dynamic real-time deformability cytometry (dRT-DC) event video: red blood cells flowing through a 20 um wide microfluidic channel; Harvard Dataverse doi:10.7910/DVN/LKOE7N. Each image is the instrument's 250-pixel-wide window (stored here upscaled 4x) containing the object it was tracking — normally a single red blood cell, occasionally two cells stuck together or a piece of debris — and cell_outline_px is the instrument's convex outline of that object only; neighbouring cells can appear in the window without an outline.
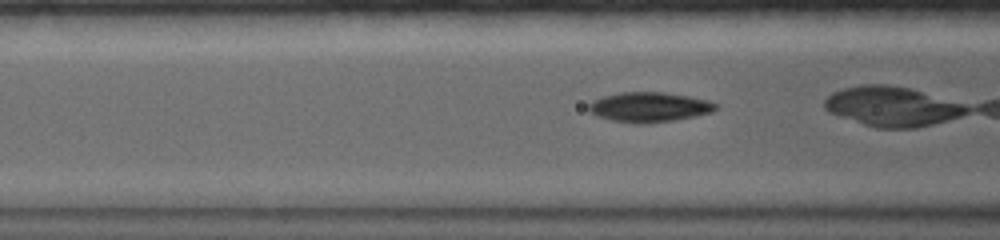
{"species": "common noctule bat (a hibernating species)", "species_latin": "Nyctalus noctula", "temperature_condition": "warm", "stored_images_in_passage": 21, "camera_frame_rate_fps": 5000, "um_per_image_px": 0.085, "animal": {"sex": "female", "body_mass_g": 19.0, "forearm_length_mm": 56.7}, "frame": {"image": 1, "passage_image": 4, "time_ms": 1.2, "image_size_px": [1000, 240], "cell_outline_px": [[716, 108], [712, 112], [676, 120], [648, 124], [632, 124], [612, 120], [596, 116], [588, 108], [588, 104], [592, 100], [604, 96], [620, 92], [664, 92], [688, 96], [708, 100], [716, 104]], "centroid_in_image_um": [55.16, 9.11], "position_along_channel_um": 111.4, "area_um2": 22.2}}